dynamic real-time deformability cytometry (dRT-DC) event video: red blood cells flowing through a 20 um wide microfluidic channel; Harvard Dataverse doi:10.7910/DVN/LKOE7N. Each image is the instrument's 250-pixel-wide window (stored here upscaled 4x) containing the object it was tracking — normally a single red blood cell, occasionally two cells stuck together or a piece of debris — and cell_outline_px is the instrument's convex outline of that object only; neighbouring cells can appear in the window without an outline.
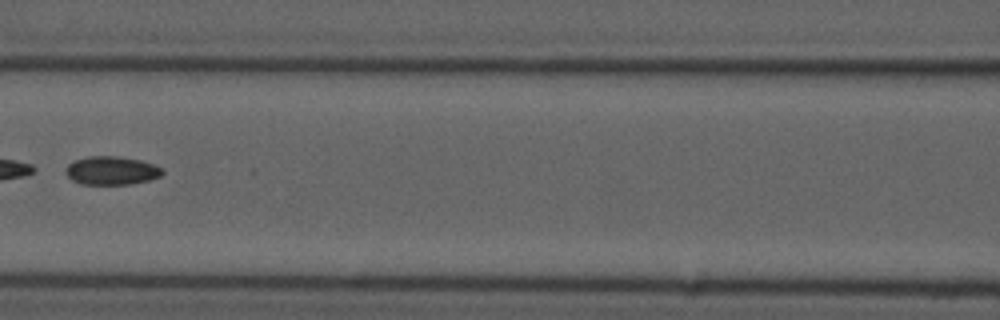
{"species": "common noctule bat (a hibernating species)", "species_latin": "Nyctalus noctula", "temperature_condition": "cold", "stored_images_in_passage": 7, "camera_frame_rate_fps": 3000, "um_per_image_px": 0.085, "animal": {"sex": "male", "forearm_length_mm": 52.5}, "frame": {"image": 1, "passage_image": 6, "time_ms": 6.0, "image_size_px": [1000, 320], "cell_outline_px": [[164, 172], [160, 176], [148, 180], [128, 184], [80, 184], [72, 180], [64, 172], [64, 168], [68, 164], [76, 160], [88, 156], [116, 156], [140, 160], [164, 168]], "centroid_in_image_um": [9.46, 14.5], "position_along_channel_um": 157.1, "area_um2": 16.01}}
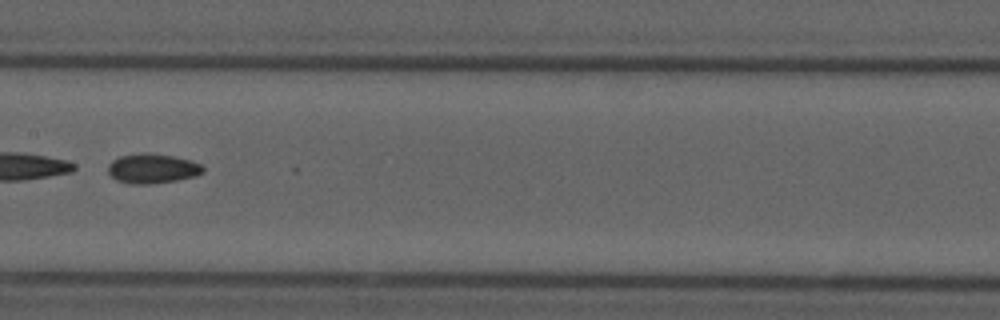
{"frame": {"image": 2, "passage_image": 7, "time_ms": 7.0, "image_size_px": [1000, 320], "cell_outline_px": [[204, 172], [196, 176], [176, 180], [148, 184], [128, 184], [116, 180], [108, 172], [108, 164], [112, 160], [120, 156], [144, 152], [148, 152], [172, 156], [192, 160], [200, 164], [204, 168]], "centroid_in_image_um": [12.95, 14.32], "position_along_channel_um": 194.5, "area_um2": 16.53}}